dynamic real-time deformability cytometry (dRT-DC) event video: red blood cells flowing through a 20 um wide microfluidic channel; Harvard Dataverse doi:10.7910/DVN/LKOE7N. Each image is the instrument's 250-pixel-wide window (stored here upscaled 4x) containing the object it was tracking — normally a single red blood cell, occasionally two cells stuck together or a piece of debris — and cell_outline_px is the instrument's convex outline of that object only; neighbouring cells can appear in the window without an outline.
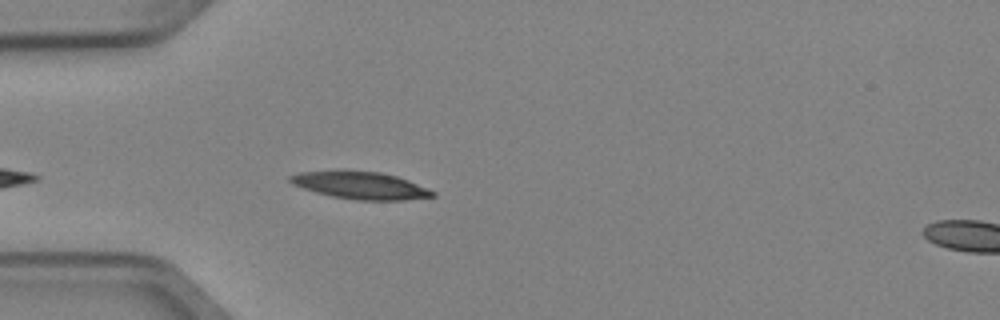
{"species": "Egyptian fruit bat (a non-hibernating species)", "species_latin": "Rousettus aegyptiacus", "temperature_condition": "cold", "stored_images_in_passage": 1, "camera_frame_rate_fps": 3000, "um_per_image_px": 0.085, "animal": {"sex": "female"}, "frame": {"image": 1, "passage_image": 1, "time_ms": 0.0, "image_size_px": [1000, 320], "cell_outline_px": [[436, 196], [404, 200], [356, 200], [332, 196], [316, 192], [292, 184], [288, 180], [288, 176], [300, 172], [380, 172], [396, 176], [408, 180], [436, 192]], "centroid_in_image_um": [30.67, 15.78], "position_along_channel_um": 54.3, "area_um2": 22.08}}